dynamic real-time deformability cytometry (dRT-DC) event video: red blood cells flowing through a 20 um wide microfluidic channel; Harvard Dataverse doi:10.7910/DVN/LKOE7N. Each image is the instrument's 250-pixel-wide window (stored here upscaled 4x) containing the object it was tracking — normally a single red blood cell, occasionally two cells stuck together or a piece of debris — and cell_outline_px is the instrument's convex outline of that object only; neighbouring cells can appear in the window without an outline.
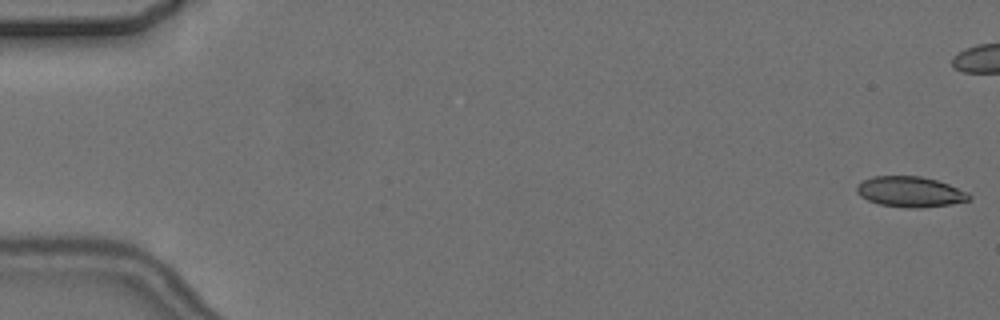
{"species": "common noctule bat (a hibernating species)", "species_latin": "Nyctalus noctula", "temperature_condition": "cold", "stored_images_in_passage": 11, "camera_frame_rate_fps": 3000, "um_per_image_px": 0.085, "animal": {"sex": "female", "body_mass_g": 24.6, "forearm_length_mm": 56.2}, "frame": {"image": 1, "passage_image": 1, "time_ms": 0.0, "image_size_px": [1000, 320], "cell_outline_px": [[972, 200], [952, 204], [920, 208], [904, 208], [880, 204], [868, 200], [860, 196], [856, 192], [856, 188], [864, 180], [872, 176], [920, 176], [936, 180], [948, 184], [968, 192], [972, 196]], "centroid_in_image_um": [77.4, 16.31], "position_along_channel_um": 7.6, "area_um2": 20.06}}